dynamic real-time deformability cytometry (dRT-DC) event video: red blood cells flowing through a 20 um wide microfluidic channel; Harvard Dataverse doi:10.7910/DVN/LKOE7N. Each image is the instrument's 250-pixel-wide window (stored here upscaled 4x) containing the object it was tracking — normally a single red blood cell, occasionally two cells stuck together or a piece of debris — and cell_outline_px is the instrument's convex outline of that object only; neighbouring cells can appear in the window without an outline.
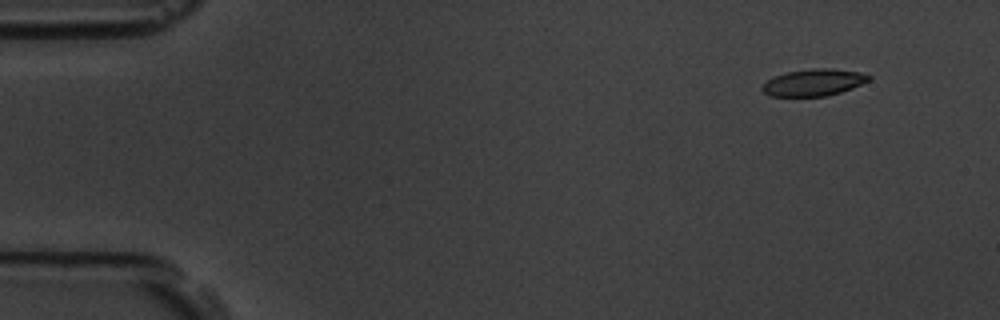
{"species": "common noctule bat (a hibernating species)", "species_latin": "Nyctalus noctula", "temperature_condition": "room temperature", "stored_images_in_passage": 4, "camera_frame_rate_fps": 3000, "um_per_image_px": 0.085, "animal": {"sex": "male", "body_mass_g": 19.5, "forearm_length_mm": 54.6}, "frame": {"image": 1, "passage_image": 1, "time_ms": 0.0, "image_size_px": [1000, 320], "cell_outline_px": [[872, 76], [868, 80], [852, 88], [828, 96], [768, 96], [760, 88], [768, 80], [776, 76], [788, 72], [812, 68], [832, 68], [860, 72]], "centroid_in_image_um": [69.16, 7.01], "position_along_channel_um": 15.8, "area_um2": 16.53}}